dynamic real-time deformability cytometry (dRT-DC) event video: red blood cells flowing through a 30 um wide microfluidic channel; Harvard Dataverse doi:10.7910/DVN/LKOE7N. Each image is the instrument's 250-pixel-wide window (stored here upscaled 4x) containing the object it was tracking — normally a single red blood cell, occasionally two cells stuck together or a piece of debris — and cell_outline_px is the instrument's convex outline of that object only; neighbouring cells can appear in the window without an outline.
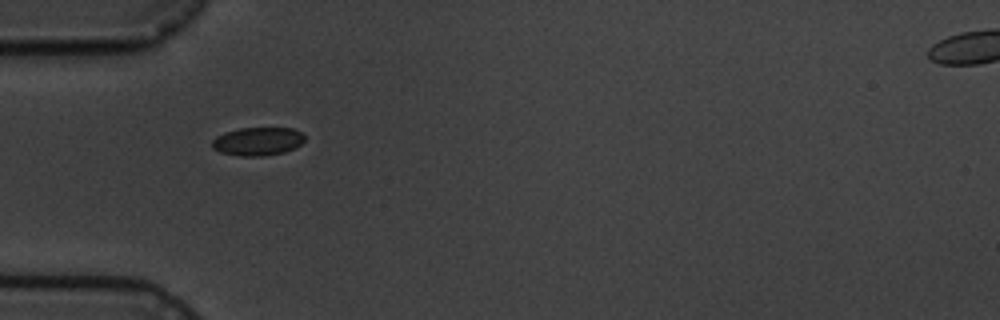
{"species": "common noctule bat (a hibernating species)", "species_latin": "Nyctalus noctula", "temperature_condition": "cold", "stored_images_in_passage": 8, "camera_frame_rate_fps": 3000, "um_per_image_px": 0.085, "animal": {"sex": "male", "body_mass_g": 19.5, "forearm_length_mm": 54.6}, "frame": {"image": 1, "passage_image": 5, "time_ms": 5.333, "image_size_px": [1000, 320], "cell_outline_px": [[304, 140], [296, 148], [284, 152], [264, 156], [240, 156], [220, 152], [212, 148], [212, 140], [216, 136], [224, 132], [240, 128], [292, 128], [300, 132], [304, 136]], "centroid_in_image_um": [21.89, 12.02], "position_along_channel_um": 63.1, "area_um2": 15.32}}
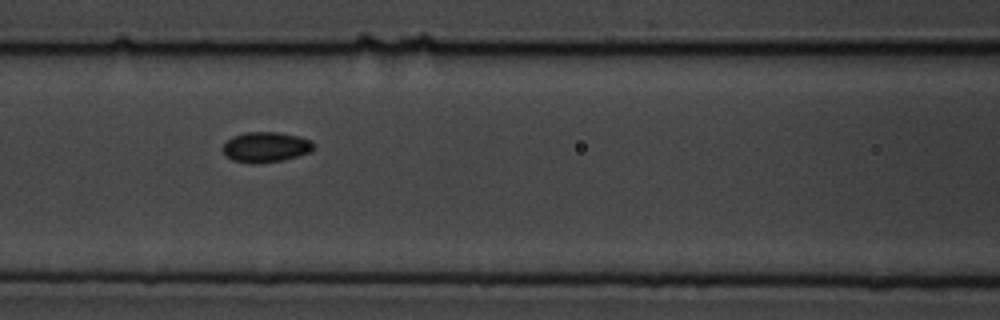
{"frame": {"image": 2, "passage_image": 7, "time_ms": 7.667, "image_size_px": [1000, 320], "cell_outline_px": [[316, 148], [308, 152], [296, 156], [280, 160], [252, 164], [232, 160], [224, 152], [224, 144], [232, 136], [244, 132], [276, 132], [300, 136], [312, 140], [316, 144]], "centroid_in_image_um": [22.63, 12.48], "position_along_channel_um": 144.0, "area_um2": 15.95}}
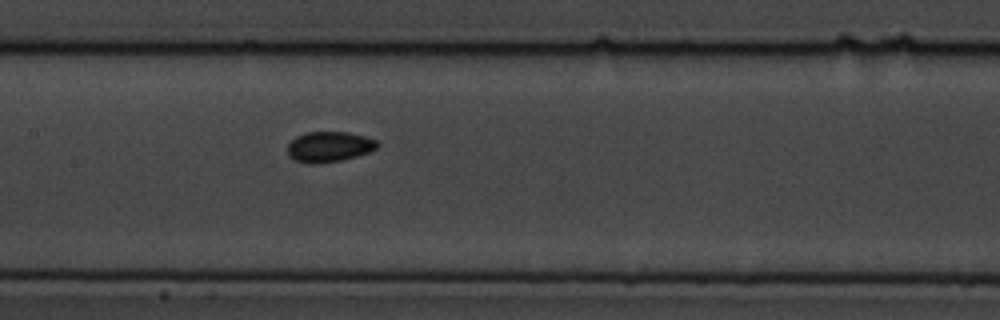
{"frame": {"image": 3, "passage_image": 8, "time_ms": 8.667, "image_size_px": [1000, 320], "cell_outline_px": [[380, 144], [376, 148], [368, 152], [356, 156], [340, 160], [316, 164], [308, 164], [296, 160], [288, 156], [288, 144], [296, 136], [304, 132], [348, 132], [364, 136], [376, 140]], "centroid_in_image_um": [27.96, 12.47], "position_along_channel_um": 179.4, "area_um2": 15.9}}